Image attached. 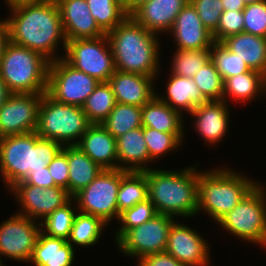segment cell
<instances>
[{
	"label": "cell",
	"mask_w": 266,
	"mask_h": 266,
	"mask_svg": "<svg viewBox=\"0 0 266 266\" xmlns=\"http://www.w3.org/2000/svg\"><path fill=\"white\" fill-rule=\"evenodd\" d=\"M155 78L146 75L116 70L108 83L115 95L116 103L143 107L155 95Z\"/></svg>",
	"instance_id": "obj_20"
},
{
	"label": "cell",
	"mask_w": 266,
	"mask_h": 266,
	"mask_svg": "<svg viewBox=\"0 0 266 266\" xmlns=\"http://www.w3.org/2000/svg\"><path fill=\"white\" fill-rule=\"evenodd\" d=\"M69 165L68 192L73 197L88 186L103 170L77 145L63 146Z\"/></svg>",
	"instance_id": "obj_27"
},
{
	"label": "cell",
	"mask_w": 266,
	"mask_h": 266,
	"mask_svg": "<svg viewBox=\"0 0 266 266\" xmlns=\"http://www.w3.org/2000/svg\"><path fill=\"white\" fill-rule=\"evenodd\" d=\"M244 2L245 5L247 4H252V3H258L264 0H242Z\"/></svg>",
	"instance_id": "obj_52"
},
{
	"label": "cell",
	"mask_w": 266,
	"mask_h": 266,
	"mask_svg": "<svg viewBox=\"0 0 266 266\" xmlns=\"http://www.w3.org/2000/svg\"><path fill=\"white\" fill-rule=\"evenodd\" d=\"M210 247L195 229L178 223L170 227L165 251L186 266H209Z\"/></svg>",
	"instance_id": "obj_16"
},
{
	"label": "cell",
	"mask_w": 266,
	"mask_h": 266,
	"mask_svg": "<svg viewBox=\"0 0 266 266\" xmlns=\"http://www.w3.org/2000/svg\"><path fill=\"white\" fill-rule=\"evenodd\" d=\"M11 94L12 92L8 89L6 83L0 76V108L4 105Z\"/></svg>",
	"instance_id": "obj_50"
},
{
	"label": "cell",
	"mask_w": 266,
	"mask_h": 266,
	"mask_svg": "<svg viewBox=\"0 0 266 266\" xmlns=\"http://www.w3.org/2000/svg\"><path fill=\"white\" fill-rule=\"evenodd\" d=\"M211 61L224 81L231 76L251 71L244 60L220 42H214L211 46Z\"/></svg>",
	"instance_id": "obj_38"
},
{
	"label": "cell",
	"mask_w": 266,
	"mask_h": 266,
	"mask_svg": "<svg viewBox=\"0 0 266 266\" xmlns=\"http://www.w3.org/2000/svg\"><path fill=\"white\" fill-rule=\"evenodd\" d=\"M121 181V169H103L85 188L72 198L78 211L100 217L109 225L119 219L117 194Z\"/></svg>",
	"instance_id": "obj_10"
},
{
	"label": "cell",
	"mask_w": 266,
	"mask_h": 266,
	"mask_svg": "<svg viewBox=\"0 0 266 266\" xmlns=\"http://www.w3.org/2000/svg\"><path fill=\"white\" fill-rule=\"evenodd\" d=\"M170 35L179 50H203L211 48L214 43L212 33L202 24L190 1L176 17Z\"/></svg>",
	"instance_id": "obj_17"
},
{
	"label": "cell",
	"mask_w": 266,
	"mask_h": 266,
	"mask_svg": "<svg viewBox=\"0 0 266 266\" xmlns=\"http://www.w3.org/2000/svg\"><path fill=\"white\" fill-rule=\"evenodd\" d=\"M266 95V75L259 71L251 70L245 73L231 76L224 81V92L222 100L227 102L228 98L239 103L251 102L255 97Z\"/></svg>",
	"instance_id": "obj_29"
},
{
	"label": "cell",
	"mask_w": 266,
	"mask_h": 266,
	"mask_svg": "<svg viewBox=\"0 0 266 266\" xmlns=\"http://www.w3.org/2000/svg\"><path fill=\"white\" fill-rule=\"evenodd\" d=\"M91 125L80 106L60 103L43 94L36 133L63 146L77 145Z\"/></svg>",
	"instance_id": "obj_7"
},
{
	"label": "cell",
	"mask_w": 266,
	"mask_h": 266,
	"mask_svg": "<svg viewBox=\"0 0 266 266\" xmlns=\"http://www.w3.org/2000/svg\"><path fill=\"white\" fill-rule=\"evenodd\" d=\"M125 12L130 16L138 7L148 0H120Z\"/></svg>",
	"instance_id": "obj_48"
},
{
	"label": "cell",
	"mask_w": 266,
	"mask_h": 266,
	"mask_svg": "<svg viewBox=\"0 0 266 266\" xmlns=\"http://www.w3.org/2000/svg\"><path fill=\"white\" fill-rule=\"evenodd\" d=\"M73 198L64 206L57 208L49 216L40 222V231L48 236L69 238L76 211L72 207Z\"/></svg>",
	"instance_id": "obj_36"
},
{
	"label": "cell",
	"mask_w": 266,
	"mask_h": 266,
	"mask_svg": "<svg viewBox=\"0 0 266 266\" xmlns=\"http://www.w3.org/2000/svg\"><path fill=\"white\" fill-rule=\"evenodd\" d=\"M7 6L12 13L3 21L7 24L10 42L37 51L50 62L63 57L62 54L56 56L59 44L65 51L67 40L55 0Z\"/></svg>",
	"instance_id": "obj_1"
},
{
	"label": "cell",
	"mask_w": 266,
	"mask_h": 266,
	"mask_svg": "<svg viewBox=\"0 0 266 266\" xmlns=\"http://www.w3.org/2000/svg\"><path fill=\"white\" fill-rule=\"evenodd\" d=\"M143 135L151 161L177 151L184 140V133H165L149 127H143Z\"/></svg>",
	"instance_id": "obj_37"
},
{
	"label": "cell",
	"mask_w": 266,
	"mask_h": 266,
	"mask_svg": "<svg viewBox=\"0 0 266 266\" xmlns=\"http://www.w3.org/2000/svg\"><path fill=\"white\" fill-rule=\"evenodd\" d=\"M39 233L40 222L17 213L3 221L0 224V265L5 266L3 256L29 263Z\"/></svg>",
	"instance_id": "obj_13"
},
{
	"label": "cell",
	"mask_w": 266,
	"mask_h": 266,
	"mask_svg": "<svg viewBox=\"0 0 266 266\" xmlns=\"http://www.w3.org/2000/svg\"><path fill=\"white\" fill-rule=\"evenodd\" d=\"M74 249L67 240L40 231L29 263L35 266H73Z\"/></svg>",
	"instance_id": "obj_26"
},
{
	"label": "cell",
	"mask_w": 266,
	"mask_h": 266,
	"mask_svg": "<svg viewBox=\"0 0 266 266\" xmlns=\"http://www.w3.org/2000/svg\"><path fill=\"white\" fill-rule=\"evenodd\" d=\"M142 126L165 133H184L183 115L156 95L142 107ZM184 120V121H183Z\"/></svg>",
	"instance_id": "obj_28"
},
{
	"label": "cell",
	"mask_w": 266,
	"mask_h": 266,
	"mask_svg": "<svg viewBox=\"0 0 266 266\" xmlns=\"http://www.w3.org/2000/svg\"><path fill=\"white\" fill-rule=\"evenodd\" d=\"M258 183L217 224L242 241L266 246V192Z\"/></svg>",
	"instance_id": "obj_8"
},
{
	"label": "cell",
	"mask_w": 266,
	"mask_h": 266,
	"mask_svg": "<svg viewBox=\"0 0 266 266\" xmlns=\"http://www.w3.org/2000/svg\"><path fill=\"white\" fill-rule=\"evenodd\" d=\"M243 10L223 11L217 29L212 33L214 42H221L226 37L243 32Z\"/></svg>",
	"instance_id": "obj_42"
},
{
	"label": "cell",
	"mask_w": 266,
	"mask_h": 266,
	"mask_svg": "<svg viewBox=\"0 0 266 266\" xmlns=\"http://www.w3.org/2000/svg\"><path fill=\"white\" fill-rule=\"evenodd\" d=\"M148 198V184L144 172L121 170L120 187L117 194L118 213Z\"/></svg>",
	"instance_id": "obj_30"
},
{
	"label": "cell",
	"mask_w": 266,
	"mask_h": 266,
	"mask_svg": "<svg viewBox=\"0 0 266 266\" xmlns=\"http://www.w3.org/2000/svg\"><path fill=\"white\" fill-rule=\"evenodd\" d=\"M71 232L67 242L73 247H89L98 243L106 224L100 217L80 212L76 209ZM105 227V228H104ZM75 244V245H74Z\"/></svg>",
	"instance_id": "obj_31"
},
{
	"label": "cell",
	"mask_w": 266,
	"mask_h": 266,
	"mask_svg": "<svg viewBox=\"0 0 266 266\" xmlns=\"http://www.w3.org/2000/svg\"><path fill=\"white\" fill-rule=\"evenodd\" d=\"M116 141L118 169L135 172L150 169L147 164L149 165L152 161L144 139L143 126L126 132Z\"/></svg>",
	"instance_id": "obj_23"
},
{
	"label": "cell",
	"mask_w": 266,
	"mask_h": 266,
	"mask_svg": "<svg viewBox=\"0 0 266 266\" xmlns=\"http://www.w3.org/2000/svg\"><path fill=\"white\" fill-rule=\"evenodd\" d=\"M11 191L22 210L17 214L35 221L45 219L57 208L67 204L72 196L60 187L42 188L28 183H17Z\"/></svg>",
	"instance_id": "obj_15"
},
{
	"label": "cell",
	"mask_w": 266,
	"mask_h": 266,
	"mask_svg": "<svg viewBox=\"0 0 266 266\" xmlns=\"http://www.w3.org/2000/svg\"><path fill=\"white\" fill-rule=\"evenodd\" d=\"M49 64L39 52L10 42L0 61V76L12 93H46Z\"/></svg>",
	"instance_id": "obj_6"
},
{
	"label": "cell",
	"mask_w": 266,
	"mask_h": 266,
	"mask_svg": "<svg viewBox=\"0 0 266 266\" xmlns=\"http://www.w3.org/2000/svg\"><path fill=\"white\" fill-rule=\"evenodd\" d=\"M236 172V173H235ZM231 168L198 171V213L217 223L259 183Z\"/></svg>",
	"instance_id": "obj_5"
},
{
	"label": "cell",
	"mask_w": 266,
	"mask_h": 266,
	"mask_svg": "<svg viewBox=\"0 0 266 266\" xmlns=\"http://www.w3.org/2000/svg\"><path fill=\"white\" fill-rule=\"evenodd\" d=\"M9 43H10L9 30L7 24L2 19L0 20V61Z\"/></svg>",
	"instance_id": "obj_47"
},
{
	"label": "cell",
	"mask_w": 266,
	"mask_h": 266,
	"mask_svg": "<svg viewBox=\"0 0 266 266\" xmlns=\"http://www.w3.org/2000/svg\"><path fill=\"white\" fill-rule=\"evenodd\" d=\"M189 0H148L130 16L149 32L156 35L170 33L176 17Z\"/></svg>",
	"instance_id": "obj_21"
},
{
	"label": "cell",
	"mask_w": 266,
	"mask_h": 266,
	"mask_svg": "<svg viewBox=\"0 0 266 266\" xmlns=\"http://www.w3.org/2000/svg\"><path fill=\"white\" fill-rule=\"evenodd\" d=\"M86 2L91 15L105 34L129 16L120 0H86Z\"/></svg>",
	"instance_id": "obj_34"
},
{
	"label": "cell",
	"mask_w": 266,
	"mask_h": 266,
	"mask_svg": "<svg viewBox=\"0 0 266 266\" xmlns=\"http://www.w3.org/2000/svg\"><path fill=\"white\" fill-rule=\"evenodd\" d=\"M157 214L155 206L149 198L137 203L129 209L124 210L119 215L118 223L122 224L120 228H117L118 231L115 233V241H117L128 229L139 227L154 218Z\"/></svg>",
	"instance_id": "obj_40"
},
{
	"label": "cell",
	"mask_w": 266,
	"mask_h": 266,
	"mask_svg": "<svg viewBox=\"0 0 266 266\" xmlns=\"http://www.w3.org/2000/svg\"><path fill=\"white\" fill-rule=\"evenodd\" d=\"M225 101H207L189 113L194 120L196 132L208 144L217 145L227 134L229 127V105Z\"/></svg>",
	"instance_id": "obj_19"
},
{
	"label": "cell",
	"mask_w": 266,
	"mask_h": 266,
	"mask_svg": "<svg viewBox=\"0 0 266 266\" xmlns=\"http://www.w3.org/2000/svg\"><path fill=\"white\" fill-rule=\"evenodd\" d=\"M223 5V11L229 10H243L245 4L242 0H221Z\"/></svg>",
	"instance_id": "obj_49"
},
{
	"label": "cell",
	"mask_w": 266,
	"mask_h": 266,
	"mask_svg": "<svg viewBox=\"0 0 266 266\" xmlns=\"http://www.w3.org/2000/svg\"><path fill=\"white\" fill-rule=\"evenodd\" d=\"M171 61L170 73L182 77L193 78V76L208 61L211 60V48L203 50H175Z\"/></svg>",
	"instance_id": "obj_35"
},
{
	"label": "cell",
	"mask_w": 266,
	"mask_h": 266,
	"mask_svg": "<svg viewBox=\"0 0 266 266\" xmlns=\"http://www.w3.org/2000/svg\"><path fill=\"white\" fill-rule=\"evenodd\" d=\"M174 217L157 214L139 227L128 229L117 241L124 255L138 260L146 255L164 252Z\"/></svg>",
	"instance_id": "obj_12"
},
{
	"label": "cell",
	"mask_w": 266,
	"mask_h": 266,
	"mask_svg": "<svg viewBox=\"0 0 266 266\" xmlns=\"http://www.w3.org/2000/svg\"><path fill=\"white\" fill-rule=\"evenodd\" d=\"M62 149V144L41 138L35 131L1 137L0 174L4 187L10 189L23 181L29 171L47 167Z\"/></svg>",
	"instance_id": "obj_4"
},
{
	"label": "cell",
	"mask_w": 266,
	"mask_h": 266,
	"mask_svg": "<svg viewBox=\"0 0 266 266\" xmlns=\"http://www.w3.org/2000/svg\"><path fill=\"white\" fill-rule=\"evenodd\" d=\"M196 9L202 24L213 33L219 24L223 5L221 0H189Z\"/></svg>",
	"instance_id": "obj_43"
},
{
	"label": "cell",
	"mask_w": 266,
	"mask_h": 266,
	"mask_svg": "<svg viewBox=\"0 0 266 266\" xmlns=\"http://www.w3.org/2000/svg\"><path fill=\"white\" fill-rule=\"evenodd\" d=\"M44 93H12L0 108V138L36 131Z\"/></svg>",
	"instance_id": "obj_14"
},
{
	"label": "cell",
	"mask_w": 266,
	"mask_h": 266,
	"mask_svg": "<svg viewBox=\"0 0 266 266\" xmlns=\"http://www.w3.org/2000/svg\"><path fill=\"white\" fill-rule=\"evenodd\" d=\"M47 167L56 186L68 191L69 165L67 152L62 149Z\"/></svg>",
	"instance_id": "obj_44"
},
{
	"label": "cell",
	"mask_w": 266,
	"mask_h": 266,
	"mask_svg": "<svg viewBox=\"0 0 266 266\" xmlns=\"http://www.w3.org/2000/svg\"><path fill=\"white\" fill-rule=\"evenodd\" d=\"M186 169L143 171L148 184V198L158 214L195 217L198 214V170Z\"/></svg>",
	"instance_id": "obj_3"
},
{
	"label": "cell",
	"mask_w": 266,
	"mask_h": 266,
	"mask_svg": "<svg viewBox=\"0 0 266 266\" xmlns=\"http://www.w3.org/2000/svg\"><path fill=\"white\" fill-rule=\"evenodd\" d=\"M116 70L157 78L161 48L158 35L128 16L107 34Z\"/></svg>",
	"instance_id": "obj_2"
},
{
	"label": "cell",
	"mask_w": 266,
	"mask_h": 266,
	"mask_svg": "<svg viewBox=\"0 0 266 266\" xmlns=\"http://www.w3.org/2000/svg\"><path fill=\"white\" fill-rule=\"evenodd\" d=\"M42 1H47V0H4L6 5H13L22 2H42Z\"/></svg>",
	"instance_id": "obj_51"
},
{
	"label": "cell",
	"mask_w": 266,
	"mask_h": 266,
	"mask_svg": "<svg viewBox=\"0 0 266 266\" xmlns=\"http://www.w3.org/2000/svg\"><path fill=\"white\" fill-rule=\"evenodd\" d=\"M115 105V95L110 84L100 82L81 108L91 124H101L109 116Z\"/></svg>",
	"instance_id": "obj_32"
},
{
	"label": "cell",
	"mask_w": 266,
	"mask_h": 266,
	"mask_svg": "<svg viewBox=\"0 0 266 266\" xmlns=\"http://www.w3.org/2000/svg\"><path fill=\"white\" fill-rule=\"evenodd\" d=\"M99 83L60 58L49 64L46 93L60 103L82 107Z\"/></svg>",
	"instance_id": "obj_11"
},
{
	"label": "cell",
	"mask_w": 266,
	"mask_h": 266,
	"mask_svg": "<svg viewBox=\"0 0 266 266\" xmlns=\"http://www.w3.org/2000/svg\"><path fill=\"white\" fill-rule=\"evenodd\" d=\"M243 32L266 38V0L247 4L243 9Z\"/></svg>",
	"instance_id": "obj_41"
},
{
	"label": "cell",
	"mask_w": 266,
	"mask_h": 266,
	"mask_svg": "<svg viewBox=\"0 0 266 266\" xmlns=\"http://www.w3.org/2000/svg\"><path fill=\"white\" fill-rule=\"evenodd\" d=\"M77 146L103 169H118L117 141L102 124H91Z\"/></svg>",
	"instance_id": "obj_22"
},
{
	"label": "cell",
	"mask_w": 266,
	"mask_h": 266,
	"mask_svg": "<svg viewBox=\"0 0 266 266\" xmlns=\"http://www.w3.org/2000/svg\"><path fill=\"white\" fill-rule=\"evenodd\" d=\"M166 86V96H156L172 109L179 111L182 115L191 113L196 107L207 102L200 93L193 78L182 77L175 74H169Z\"/></svg>",
	"instance_id": "obj_24"
},
{
	"label": "cell",
	"mask_w": 266,
	"mask_h": 266,
	"mask_svg": "<svg viewBox=\"0 0 266 266\" xmlns=\"http://www.w3.org/2000/svg\"><path fill=\"white\" fill-rule=\"evenodd\" d=\"M193 80L207 101H222L224 80L211 60L196 72Z\"/></svg>",
	"instance_id": "obj_39"
},
{
	"label": "cell",
	"mask_w": 266,
	"mask_h": 266,
	"mask_svg": "<svg viewBox=\"0 0 266 266\" xmlns=\"http://www.w3.org/2000/svg\"><path fill=\"white\" fill-rule=\"evenodd\" d=\"M142 107L116 103L109 116L101 123L115 139L126 132L142 127Z\"/></svg>",
	"instance_id": "obj_33"
},
{
	"label": "cell",
	"mask_w": 266,
	"mask_h": 266,
	"mask_svg": "<svg viewBox=\"0 0 266 266\" xmlns=\"http://www.w3.org/2000/svg\"><path fill=\"white\" fill-rule=\"evenodd\" d=\"M63 59L75 69L108 82L116 67L107 35L66 42Z\"/></svg>",
	"instance_id": "obj_9"
},
{
	"label": "cell",
	"mask_w": 266,
	"mask_h": 266,
	"mask_svg": "<svg viewBox=\"0 0 266 266\" xmlns=\"http://www.w3.org/2000/svg\"><path fill=\"white\" fill-rule=\"evenodd\" d=\"M67 41L106 35L90 13L86 0H55Z\"/></svg>",
	"instance_id": "obj_18"
},
{
	"label": "cell",
	"mask_w": 266,
	"mask_h": 266,
	"mask_svg": "<svg viewBox=\"0 0 266 266\" xmlns=\"http://www.w3.org/2000/svg\"><path fill=\"white\" fill-rule=\"evenodd\" d=\"M18 183H28L33 186H39L42 188H51L56 186L52 176L50 175L48 167L29 171L27 177L23 181Z\"/></svg>",
	"instance_id": "obj_46"
},
{
	"label": "cell",
	"mask_w": 266,
	"mask_h": 266,
	"mask_svg": "<svg viewBox=\"0 0 266 266\" xmlns=\"http://www.w3.org/2000/svg\"><path fill=\"white\" fill-rule=\"evenodd\" d=\"M137 262V266H186L166 251L146 255Z\"/></svg>",
	"instance_id": "obj_45"
},
{
	"label": "cell",
	"mask_w": 266,
	"mask_h": 266,
	"mask_svg": "<svg viewBox=\"0 0 266 266\" xmlns=\"http://www.w3.org/2000/svg\"><path fill=\"white\" fill-rule=\"evenodd\" d=\"M230 52L236 53L251 70L266 75V38L241 32L220 42Z\"/></svg>",
	"instance_id": "obj_25"
}]
</instances>
